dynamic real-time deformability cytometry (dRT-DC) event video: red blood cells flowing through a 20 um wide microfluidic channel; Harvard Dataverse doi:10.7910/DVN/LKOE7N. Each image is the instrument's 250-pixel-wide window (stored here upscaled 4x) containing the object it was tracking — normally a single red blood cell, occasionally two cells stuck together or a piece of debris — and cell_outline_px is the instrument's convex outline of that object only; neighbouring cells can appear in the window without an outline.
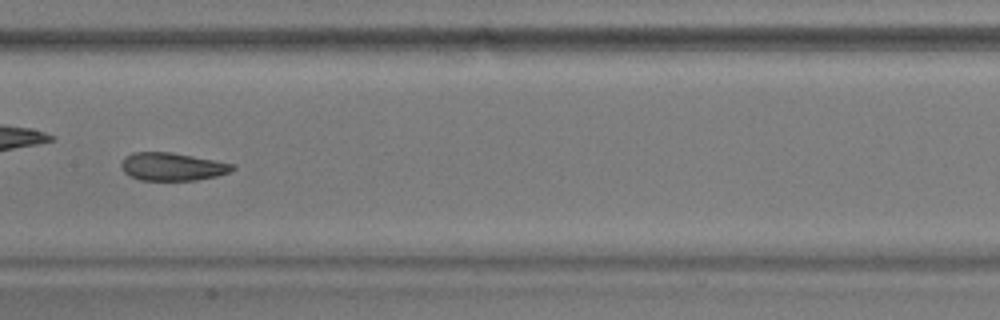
{"species": "common noctule bat (a hibernating species)", "species_latin": "Nyctalus noctula", "temperature_condition": "warm", "stored_images_in_passage": 34, "camera_frame_rate_fps": 3000, "um_per_image_px": 0.085, "animal": {"sex": "male", "body_mass_g": 17.9}, "frame": {"image": 1, "passage_image": 10, "time_ms": 3.0, "image_size_px": [1000, 320], "cell_outline_px": [[236, 168], [228, 172], [216, 176], [196, 180], [140, 180], [128, 176], [124, 172], [120, 164], [124, 156], [132, 152], [172, 152], [232, 164]], "centroid_in_image_um": [14.57, 14.16], "position_along_channel_um": 192.8, "area_um2": 18.03}}
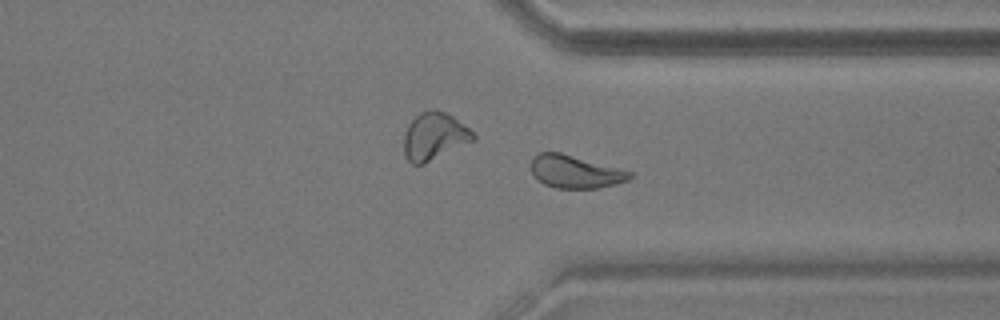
{"frame": {"image": 2, "passage_image": 24, "time_ms": 7.667, "image_size_px": [1000, 320], "cell_outline_px": [[632, 176], [628, 180], [616, 184], [596, 188], [556, 188], [544, 184], [532, 172], [532, 156], [540, 152], [560, 152], [632, 172]], "centroid_in_image_um": [48.89, 14.59], "position_along_channel_um": 362.5, "area_um2": 18.55}}